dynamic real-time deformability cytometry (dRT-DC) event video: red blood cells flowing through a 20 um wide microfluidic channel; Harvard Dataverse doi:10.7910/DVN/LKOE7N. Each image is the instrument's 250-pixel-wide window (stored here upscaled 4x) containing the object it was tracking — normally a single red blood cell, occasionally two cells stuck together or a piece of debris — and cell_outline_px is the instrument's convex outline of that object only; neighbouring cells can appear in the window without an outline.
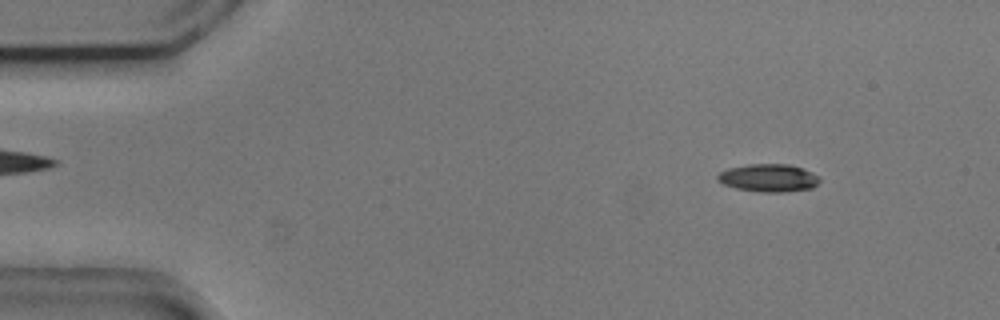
{"species": "common noctule bat (a hibernating species)", "species_latin": "Nyctalus noctula", "temperature_condition": "cold", "stored_images_in_passage": 52, "camera_frame_rate_fps": 3000, "um_per_image_px": 0.085, "animal": {"sex": "male", "body_mass_g": 20.5, "forearm_length_mm": 52.5}, "frame": {"image": 1, "passage_image": 6, "time_ms": 1.667, "image_size_px": [1000, 320], "cell_outline_px": [[820, 180], [812, 188], [780, 192], [760, 192], [736, 188], [724, 184], [716, 180], [716, 176], [720, 172], [728, 168], [748, 164], [788, 164], [812, 172], [820, 176]], "centroid_in_image_um": [65.31, 15.12], "position_along_channel_um": 19.7, "area_um2": 16.47}}
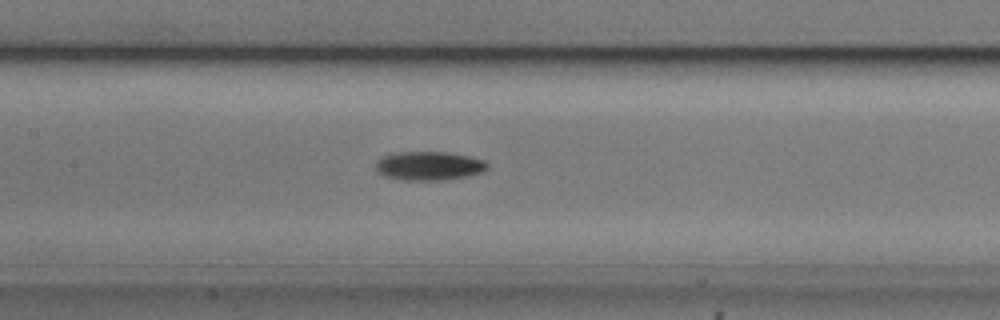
{"frame": {"image": 2, "passage_image": 25, "time_ms": 8.0, "image_size_px": [1000, 320], "cell_outline_px": [[488, 168], [484, 172], [468, 176], [444, 180], [400, 180], [384, 176], [376, 172], [376, 160], [380, 156], [396, 152], [444, 152], [468, 156], [484, 160], [488, 164]], "centroid_in_image_um": [36.43, 14.1], "position_along_channel_um": 171.0, "area_um2": 19.02}}
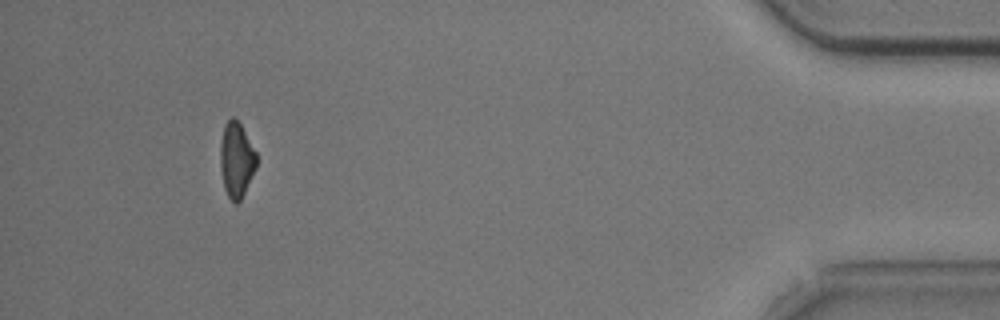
{"frame": {"image": 3, "passage_image": 50, "time_ms": 16.333, "image_size_px": [1000, 320], "cell_outline_px": [[256, 168], [240, 200], [236, 204], [228, 196], [224, 188], [220, 168], [220, 144], [224, 124], [232, 116], [240, 124], [256, 152]], "centroid_in_image_um": [20.08, 13.57], "position_along_channel_um": 415.1, "area_um2": 15.66}}